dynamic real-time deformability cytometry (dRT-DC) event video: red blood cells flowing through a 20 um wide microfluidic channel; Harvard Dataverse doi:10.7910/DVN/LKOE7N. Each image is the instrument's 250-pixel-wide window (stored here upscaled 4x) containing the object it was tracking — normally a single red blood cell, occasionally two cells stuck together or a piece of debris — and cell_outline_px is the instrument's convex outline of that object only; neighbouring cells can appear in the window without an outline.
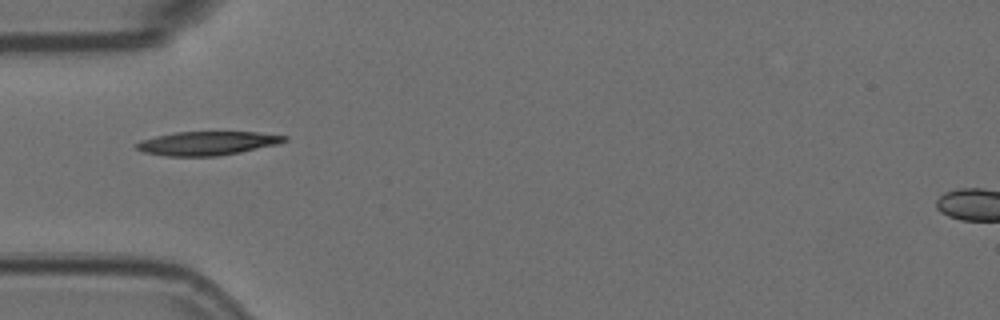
{"species": "Egyptian fruit bat (a non-hibernating species)", "species_latin": "Rousettus aegyptiacus", "temperature_condition": "room temperature", "stored_images_in_passage": 2, "camera_frame_rate_fps": 3000, "um_per_image_px": 0.085, "animal": {"sex": "female"}, "frame": {"image": 1, "passage_image": 1, "time_ms": 0.0, "image_size_px": [1000, 320], "cell_outline_px": [[288, 140], [276, 144], [240, 152], [216, 156], [168, 156], [144, 152], [136, 148], [132, 144], [140, 140], [156, 136], [176, 132], [256, 132], [288, 136]], "centroid_in_image_um": [17.58, 12.17], "position_along_channel_um": 67.4, "area_um2": 20.4}}
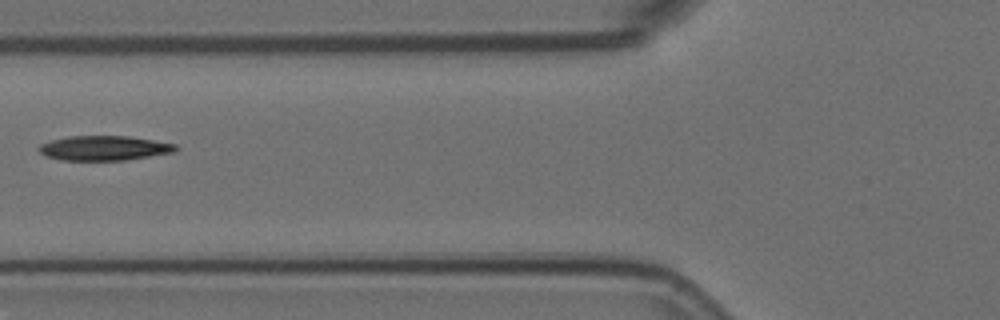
{"frame": {"image": 2, "passage_image": 2, "time_ms": 0.333, "image_size_px": [1000, 320], "cell_outline_px": [[180, 148], [172, 152], [124, 160], [60, 160], [48, 156], [40, 152], [36, 148], [40, 144], [52, 140], [68, 136], [128, 136], [176, 144]], "centroid_in_image_um": [8.82, 12.58], "position_along_channel_um": 117.0, "area_um2": 19.48}}